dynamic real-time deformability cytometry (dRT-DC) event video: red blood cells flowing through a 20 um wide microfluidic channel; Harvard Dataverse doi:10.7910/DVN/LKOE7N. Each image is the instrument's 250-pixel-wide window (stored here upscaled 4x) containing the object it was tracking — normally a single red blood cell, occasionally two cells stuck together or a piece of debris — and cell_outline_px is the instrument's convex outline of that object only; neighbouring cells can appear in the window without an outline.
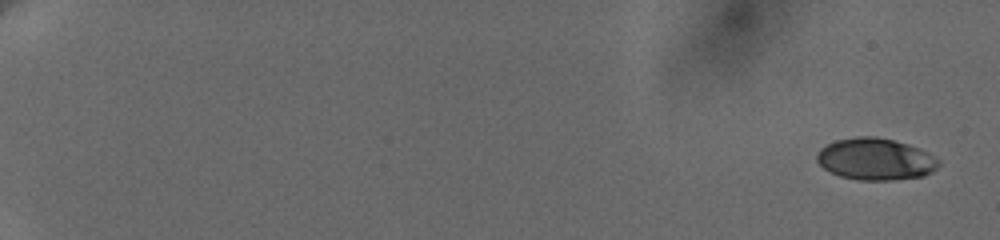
{"species": "human", "species_latin": "Homo sapiens", "temperature_condition": "cold", "stored_images_in_passage": 34, "camera_frame_rate_fps": 3000, "um_per_image_px": 0.085, "donor": {"sex": "female"}, "frame": {"image": 1, "passage_image": 1, "time_ms": 0.0, "image_size_px": [1000, 240], "cell_outline_px": [[940, 164], [932, 172], [924, 176], [892, 180], [856, 180], [840, 176], [824, 168], [816, 160], [816, 156], [820, 148], [836, 140], [856, 136], [872, 136], [892, 140], [916, 148], [940, 160]], "centroid_in_image_um": [74.38, 13.54], "position_along_channel_um": 10.6, "area_um2": 29.36}}
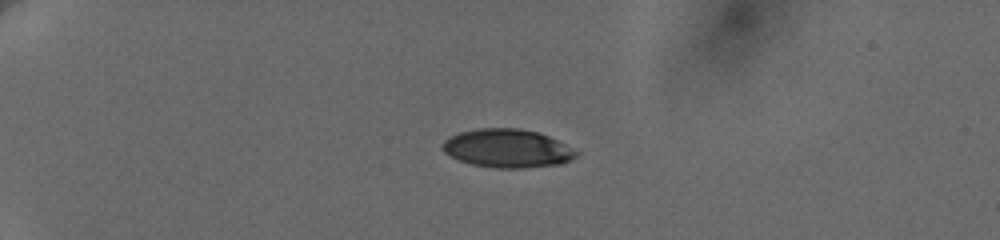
{"frame": {"image": 2, "passage_image": 24, "time_ms": 5.0, "image_size_px": [1000, 240], "cell_outline_px": [[580, 152], [572, 160], [560, 164], [524, 168], [492, 168], [472, 164], [460, 160], [444, 152], [444, 140], [448, 136], [460, 132], [480, 128], [520, 128], [536, 132], [548, 136]], "centroid_in_image_um": [43.14, 12.61], "position_along_channel_um": 41.9, "area_um2": 29.82}}